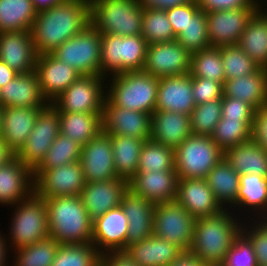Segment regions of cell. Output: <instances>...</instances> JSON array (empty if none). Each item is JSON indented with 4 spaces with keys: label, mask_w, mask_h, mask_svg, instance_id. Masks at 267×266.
Returning <instances> with one entry per match:
<instances>
[{
    "label": "cell",
    "mask_w": 267,
    "mask_h": 266,
    "mask_svg": "<svg viewBox=\"0 0 267 266\" xmlns=\"http://www.w3.org/2000/svg\"><path fill=\"white\" fill-rule=\"evenodd\" d=\"M2 107L0 106V138H1Z\"/></svg>",
    "instance_id": "obj_64"
},
{
    "label": "cell",
    "mask_w": 267,
    "mask_h": 266,
    "mask_svg": "<svg viewBox=\"0 0 267 266\" xmlns=\"http://www.w3.org/2000/svg\"><path fill=\"white\" fill-rule=\"evenodd\" d=\"M112 143V154L117 178L129 181L139 167V156L146 140L122 135L108 134Z\"/></svg>",
    "instance_id": "obj_37"
},
{
    "label": "cell",
    "mask_w": 267,
    "mask_h": 266,
    "mask_svg": "<svg viewBox=\"0 0 267 266\" xmlns=\"http://www.w3.org/2000/svg\"><path fill=\"white\" fill-rule=\"evenodd\" d=\"M175 169V151L166 145L146 140L139 156L137 172L171 171Z\"/></svg>",
    "instance_id": "obj_43"
},
{
    "label": "cell",
    "mask_w": 267,
    "mask_h": 266,
    "mask_svg": "<svg viewBox=\"0 0 267 266\" xmlns=\"http://www.w3.org/2000/svg\"><path fill=\"white\" fill-rule=\"evenodd\" d=\"M50 237L59 244H82L92 241L93 220L80 196L44 199Z\"/></svg>",
    "instance_id": "obj_3"
},
{
    "label": "cell",
    "mask_w": 267,
    "mask_h": 266,
    "mask_svg": "<svg viewBox=\"0 0 267 266\" xmlns=\"http://www.w3.org/2000/svg\"><path fill=\"white\" fill-rule=\"evenodd\" d=\"M175 200L195 218L215 215L224 210L205 179H178Z\"/></svg>",
    "instance_id": "obj_25"
},
{
    "label": "cell",
    "mask_w": 267,
    "mask_h": 266,
    "mask_svg": "<svg viewBox=\"0 0 267 266\" xmlns=\"http://www.w3.org/2000/svg\"><path fill=\"white\" fill-rule=\"evenodd\" d=\"M66 0H32L33 6L37 12L49 9L54 5L64 2Z\"/></svg>",
    "instance_id": "obj_62"
},
{
    "label": "cell",
    "mask_w": 267,
    "mask_h": 266,
    "mask_svg": "<svg viewBox=\"0 0 267 266\" xmlns=\"http://www.w3.org/2000/svg\"><path fill=\"white\" fill-rule=\"evenodd\" d=\"M59 245L53 238L48 237L30 246L12 250L10 266H51Z\"/></svg>",
    "instance_id": "obj_39"
},
{
    "label": "cell",
    "mask_w": 267,
    "mask_h": 266,
    "mask_svg": "<svg viewBox=\"0 0 267 266\" xmlns=\"http://www.w3.org/2000/svg\"><path fill=\"white\" fill-rule=\"evenodd\" d=\"M222 117V99L196 105L190 114L194 135L211 136Z\"/></svg>",
    "instance_id": "obj_48"
},
{
    "label": "cell",
    "mask_w": 267,
    "mask_h": 266,
    "mask_svg": "<svg viewBox=\"0 0 267 266\" xmlns=\"http://www.w3.org/2000/svg\"><path fill=\"white\" fill-rule=\"evenodd\" d=\"M251 129L252 140L267 152V105L255 110Z\"/></svg>",
    "instance_id": "obj_55"
},
{
    "label": "cell",
    "mask_w": 267,
    "mask_h": 266,
    "mask_svg": "<svg viewBox=\"0 0 267 266\" xmlns=\"http://www.w3.org/2000/svg\"><path fill=\"white\" fill-rule=\"evenodd\" d=\"M192 95L196 105L222 99L223 84L207 78L192 77Z\"/></svg>",
    "instance_id": "obj_51"
},
{
    "label": "cell",
    "mask_w": 267,
    "mask_h": 266,
    "mask_svg": "<svg viewBox=\"0 0 267 266\" xmlns=\"http://www.w3.org/2000/svg\"><path fill=\"white\" fill-rule=\"evenodd\" d=\"M192 0H140L141 6L144 8H156L167 10L174 6L186 4Z\"/></svg>",
    "instance_id": "obj_57"
},
{
    "label": "cell",
    "mask_w": 267,
    "mask_h": 266,
    "mask_svg": "<svg viewBox=\"0 0 267 266\" xmlns=\"http://www.w3.org/2000/svg\"><path fill=\"white\" fill-rule=\"evenodd\" d=\"M237 45L256 64L267 68V10L259 8L253 14Z\"/></svg>",
    "instance_id": "obj_33"
},
{
    "label": "cell",
    "mask_w": 267,
    "mask_h": 266,
    "mask_svg": "<svg viewBox=\"0 0 267 266\" xmlns=\"http://www.w3.org/2000/svg\"><path fill=\"white\" fill-rule=\"evenodd\" d=\"M192 77L207 78L224 84L225 73L219 47H209L191 54Z\"/></svg>",
    "instance_id": "obj_41"
},
{
    "label": "cell",
    "mask_w": 267,
    "mask_h": 266,
    "mask_svg": "<svg viewBox=\"0 0 267 266\" xmlns=\"http://www.w3.org/2000/svg\"><path fill=\"white\" fill-rule=\"evenodd\" d=\"M11 217L4 232L9 252L30 246L50 237L47 208L43 197L33 192L28 198L11 205Z\"/></svg>",
    "instance_id": "obj_4"
},
{
    "label": "cell",
    "mask_w": 267,
    "mask_h": 266,
    "mask_svg": "<svg viewBox=\"0 0 267 266\" xmlns=\"http://www.w3.org/2000/svg\"><path fill=\"white\" fill-rule=\"evenodd\" d=\"M195 106L189 73L159 78L155 110L190 115Z\"/></svg>",
    "instance_id": "obj_26"
},
{
    "label": "cell",
    "mask_w": 267,
    "mask_h": 266,
    "mask_svg": "<svg viewBox=\"0 0 267 266\" xmlns=\"http://www.w3.org/2000/svg\"><path fill=\"white\" fill-rule=\"evenodd\" d=\"M159 78L143 71L117 73L106 78V97L124 109L153 114Z\"/></svg>",
    "instance_id": "obj_5"
},
{
    "label": "cell",
    "mask_w": 267,
    "mask_h": 266,
    "mask_svg": "<svg viewBox=\"0 0 267 266\" xmlns=\"http://www.w3.org/2000/svg\"><path fill=\"white\" fill-rule=\"evenodd\" d=\"M224 158L238 174L267 177V152L253 140L224 152Z\"/></svg>",
    "instance_id": "obj_35"
},
{
    "label": "cell",
    "mask_w": 267,
    "mask_h": 266,
    "mask_svg": "<svg viewBox=\"0 0 267 266\" xmlns=\"http://www.w3.org/2000/svg\"><path fill=\"white\" fill-rule=\"evenodd\" d=\"M251 128L252 124H245L242 120L220 119L211 138L225 152L252 140Z\"/></svg>",
    "instance_id": "obj_45"
},
{
    "label": "cell",
    "mask_w": 267,
    "mask_h": 266,
    "mask_svg": "<svg viewBox=\"0 0 267 266\" xmlns=\"http://www.w3.org/2000/svg\"><path fill=\"white\" fill-rule=\"evenodd\" d=\"M155 203L133 193L129 188L123 194L120 206L128 220L126 248L153 235Z\"/></svg>",
    "instance_id": "obj_27"
},
{
    "label": "cell",
    "mask_w": 267,
    "mask_h": 266,
    "mask_svg": "<svg viewBox=\"0 0 267 266\" xmlns=\"http://www.w3.org/2000/svg\"><path fill=\"white\" fill-rule=\"evenodd\" d=\"M37 58L31 30L0 33V60L16 73L35 71Z\"/></svg>",
    "instance_id": "obj_19"
},
{
    "label": "cell",
    "mask_w": 267,
    "mask_h": 266,
    "mask_svg": "<svg viewBox=\"0 0 267 266\" xmlns=\"http://www.w3.org/2000/svg\"><path fill=\"white\" fill-rule=\"evenodd\" d=\"M147 45L141 35L101 34V76L142 71Z\"/></svg>",
    "instance_id": "obj_7"
},
{
    "label": "cell",
    "mask_w": 267,
    "mask_h": 266,
    "mask_svg": "<svg viewBox=\"0 0 267 266\" xmlns=\"http://www.w3.org/2000/svg\"><path fill=\"white\" fill-rule=\"evenodd\" d=\"M199 8L205 13L216 10L236 9L242 7H260L259 0H197Z\"/></svg>",
    "instance_id": "obj_54"
},
{
    "label": "cell",
    "mask_w": 267,
    "mask_h": 266,
    "mask_svg": "<svg viewBox=\"0 0 267 266\" xmlns=\"http://www.w3.org/2000/svg\"><path fill=\"white\" fill-rule=\"evenodd\" d=\"M255 109L248 103L237 98L222 97L221 119L242 120L245 124H252Z\"/></svg>",
    "instance_id": "obj_52"
},
{
    "label": "cell",
    "mask_w": 267,
    "mask_h": 266,
    "mask_svg": "<svg viewBox=\"0 0 267 266\" xmlns=\"http://www.w3.org/2000/svg\"><path fill=\"white\" fill-rule=\"evenodd\" d=\"M79 162L86 182L117 178L111 139L103 131L82 146Z\"/></svg>",
    "instance_id": "obj_17"
},
{
    "label": "cell",
    "mask_w": 267,
    "mask_h": 266,
    "mask_svg": "<svg viewBox=\"0 0 267 266\" xmlns=\"http://www.w3.org/2000/svg\"><path fill=\"white\" fill-rule=\"evenodd\" d=\"M260 9L267 10V0H259Z\"/></svg>",
    "instance_id": "obj_63"
},
{
    "label": "cell",
    "mask_w": 267,
    "mask_h": 266,
    "mask_svg": "<svg viewBox=\"0 0 267 266\" xmlns=\"http://www.w3.org/2000/svg\"><path fill=\"white\" fill-rule=\"evenodd\" d=\"M85 183L82 166L78 161L43 170L34 179V192L44 199L79 196Z\"/></svg>",
    "instance_id": "obj_13"
},
{
    "label": "cell",
    "mask_w": 267,
    "mask_h": 266,
    "mask_svg": "<svg viewBox=\"0 0 267 266\" xmlns=\"http://www.w3.org/2000/svg\"><path fill=\"white\" fill-rule=\"evenodd\" d=\"M141 36L146 40L147 44L176 40L166 10L143 7Z\"/></svg>",
    "instance_id": "obj_44"
},
{
    "label": "cell",
    "mask_w": 267,
    "mask_h": 266,
    "mask_svg": "<svg viewBox=\"0 0 267 266\" xmlns=\"http://www.w3.org/2000/svg\"><path fill=\"white\" fill-rule=\"evenodd\" d=\"M81 148L82 146L79 143L59 133L44 159L33 170V178L35 179L45 169H52L60 165L78 162Z\"/></svg>",
    "instance_id": "obj_40"
},
{
    "label": "cell",
    "mask_w": 267,
    "mask_h": 266,
    "mask_svg": "<svg viewBox=\"0 0 267 266\" xmlns=\"http://www.w3.org/2000/svg\"><path fill=\"white\" fill-rule=\"evenodd\" d=\"M91 24L100 34H142L143 6L140 0H90Z\"/></svg>",
    "instance_id": "obj_6"
},
{
    "label": "cell",
    "mask_w": 267,
    "mask_h": 266,
    "mask_svg": "<svg viewBox=\"0 0 267 266\" xmlns=\"http://www.w3.org/2000/svg\"><path fill=\"white\" fill-rule=\"evenodd\" d=\"M59 128L83 146L102 131V113L59 112Z\"/></svg>",
    "instance_id": "obj_36"
},
{
    "label": "cell",
    "mask_w": 267,
    "mask_h": 266,
    "mask_svg": "<svg viewBox=\"0 0 267 266\" xmlns=\"http://www.w3.org/2000/svg\"><path fill=\"white\" fill-rule=\"evenodd\" d=\"M15 157V153L7 146V144L0 138V166L7 164Z\"/></svg>",
    "instance_id": "obj_61"
},
{
    "label": "cell",
    "mask_w": 267,
    "mask_h": 266,
    "mask_svg": "<svg viewBox=\"0 0 267 266\" xmlns=\"http://www.w3.org/2000/svg\"><path fill=\"white\" fill-rule=\"evenodd\" d=\"M232 211L242 220L265 219L267 217V177L241 174L237 204Z\"/></svg>",
    "instance_id": "obj_24"
},
{
    "label": "cell",
    "mask_w": 267,
    "mask_h": 266,
    "mask_svg": "<svg viewBox=\"0 0 267 266\" xmlns=\"http://www.w3.org/2000/svg\"><path fill=\"white\" fill-rule=\"evenodd\" d=\"M99 266H139L126 251H112L100 255Z\"/></svg>",
    "instance_id": "obj_56"
},
{
    "label": "cell",
    "mask_w": 267,
    "mask_h": 266,
    "mask_svg": "<svg viewBox=\"0 0 267 266\" xmlns=\"http://www.w3.org/2000/svg\"><path fill=\"white\" fill-rule=\"evenodd\" d=\"M18 73L9 68L0 60V88L4 87L9 81L14 79Z\"/></svg>",
    "instance_id": "obj_59"
},
{
    "label": "cell",
    "mask_w": 267,
    "mask_h": 266,
    "mask_svg": "<svg viewBox=\"0 0 267 266\" xmlns=\"http://www.w3.org/2000/svg\"><path fill=\"white\" fill-rule=\"evenodd\" d=\"M174 151L178 179H205L211 169L224 158V151L211 136L192 134Z\"/></svg>",
    "instance_id": "obj_8"
},
{
    "label": "cell",
    "mask_w": 267,
    "mask_h": 266,
    "mask_svg": "<svg viewBox=\"0 0 267 266\" xmlns=\"http://www.w3.org/2000/svg\"><path fill=\"white\" fill-rule=\"evenodd\" d=\"M192 135L190 115L155 110L151 116L150 139L174 150Z\"/></svg>",
    "instance_id": "obj_30"
},
{
    "label": "cell",
    "mask_w": 267,
    "mask_h": 266,
    "mask_svg": "<svg viewBox=\"0 0 267 266\" xmlns=\"http://www.w3.org/2000/svg\"><path fill=\"white\" fill-rule=\"evenodd\" d=\"M191 54L177 41L148 44L143 72L154 77L190 73Z\"/></svg>",
    "instance_id": "obj_14"
},
{
    "label": "cell",
    "mask_w": 267,
    "mask_h": 266,
    "mask_svg": "<svg viewBox=\"0 0 267 266\" xmlns=\"http://www.w3.org/2000/svg\"><path fill=\"white\" fill-rule=\"evenodd\" d=\"M128 224L121 206L110 209L93 220L91 243L100 254L125 251Z\"/></svg>",
    "instance_id": "obj_18"
},
{
    "label": "cell",
    "mask_w": 267,
    "mask_h": 266,
    "mask_svg": "<svg viewBox=\"0 0 267 266\" xmlns=\"http://www.w3.org/2000/svg\"><path fill=\"white\" fill-rule=\"evenodd\" d=\"M1 230V229H0ZM0 231V266H10V252L5 241V235Z\"/></svg>",
    "instance_id": "obj_60"
},
{
    "label": "cell",
    "mask_w": 267,
    "mask_h": 266,
    "mask_svg": "<svg viewBox=\"0 0 267 266\" xmlns=\"http://www.w3.org/2000/svg\"><path fill=\"white\" fill-rule=\"evenodd\" d=\"M48 100L42 95L36 71L17 74L0 88V106L5 107H45Z\"/></svg>",
    "instance_id": "obj_29"
},
{
    "label": "cell",
    "mask_w": 267,
    "mask_h": 266,
    "mask_svg": "<svg viewBox=\"0 0 267 266\" xmlns=\"http://www.w3.org/2000/svg\"><path fill=\"white\" fill-rule=\"evenodd\" d=\"M178 175L171 171L137 172L129 181L128 188L155 204L174 201L177 196Z\"/></svg>",
    "instance_id": "obj_22"
},
{
    "label": "cell",
    "mask_w": 267,
    "mask_h": 266,
    "mask_svg": "<svg viewBox=\"0 0 267 266\" xmlns=\"http://www.w3.org/2000/svg\"><path fill=\"white\" fill-rule=\"evenodd\" d=\"M220 266H258L252 242L242 231Z\"/></svg>",
    "instance_id": "obj_50"
},
{
    "label": "cell",
    "mask_w": 267,
    "mask_h": 266,
    "mask_svg": "<svg viewBox=\"0 0 267 266\" xmlns=\"http://www.w3.org/2000/svg\"><path fill=\"white\" fill-rule=\"evenodd\" d=\"M196 218L176 200L155 205L153 235L176 244L188 252L193 243Z\"/></svg>",
    "instance_id": "obj_11"
},
{
    "label": "cell",
    "mask_w": 267,
    "mask_h": 266,
    "mask_svg": "<svg viewBox=\"0 0 267 266\" xmlns=\"http://www.w3.org/2000/svg\"><path fill=\"white\" fill-rule=\"evenodd\" d=\"M106 77L81 75L50 103L58 112L103 113Z\"/></svg>",
    "instance_id": "obj_10"
},
{
    "label": "cell",
    "mask_w": 267,
    "mask_h": 266,
    "mask_svg": "<svg viewBox=\"0 0 267 266\" xmlns=\"http://www.w3.org/2000/svg\"><path fill=\"white\" fill-rule=\"evenodd\" d=\"M100 255L91 242L60 244L51 266H99Z\"/></svg>",
    "instance_id": "obj_42"
},
{
    "label": "cell",
    "mask_w": 267,
    "mask_h": 266,
    "mask_svg": "<svg viewBox=\"0 0 267 266\" xmlns=\"http://www.w3.org/2000/svg\"><path fill=\"white\" fill-rule=\"evenodd\" d=\"M89 24L90 0H66L37 12L31 35L38 55L53 52Z\"/></svg>",
    "instance_id": "obj_1"
},
{
    "label": "cell",
    "mask_w": 267,
    "mask_h": 266,
    "mask_svg": "<svg viewBox=\"0 0 267 266\" xmlns=\"http://www.w3.org/2000/svg\"><path fill=\"white\" fill-rule=\"evenodd\" d=\"M42 95L51 102L65 91L81 74L51 53L38 55L36 67Z\"/></svg>",
    "instance_id": "obj_21"
},
{
    "label": "cell",
    "mask_w": 267,
    "mask_h": 266,
    "mask_svg": "<svg viewBox=\"0 0 267 266\" xmlns=\"http://www.w3.org/2000/svg\"><path fill=\"white\" fill-rule=\"evenodd\" d=\"M36 15L32 0H0V33L29 31Z\"/></svg>",
    "instance_id": "obj_38"
},
{
    "label": "cell",
    "mask_w": 267,
    "mask_h": 266,
    "mask_svg": "<svg viewBox=\"0 0 267 266\" xmlns=\"http://www.w3.org/2000/svg\"><path fill=\"white\" fill-rule=\"evenodd\" d=\"M34 192L33 170L16 156L0 166V207H10Z\"/></svg>",
    "instance_id": "obj_23"
},
{
    "label": "cell",
    "mask_w": 267,
    "mask_h": 266,
    "mask_svg": "<svg viewBox=\"0 0 267 266\" xmlns=\"http://www.w3.org/2000/svg\"><path fill=\"white\" fill-rule=\"evenodd\" d=\"M223 96L244 101L255 110L267 105V68L259 67L249 75L225 80Z\"/></svg>",
    "instance_id": "obj_32"
},
{
    "label": "cell",
    "mask_w": 267,
    "mask_h": 266,
    "mask_svg": "<svg viewBox=\"0 0 267 266\" xmlns=\"http://www.w3.org/2000/svg\"><path fill=\"white\" fill-rule=\"evenodd\" d=\"M225 80H232L254 73L260 66L256 64L237 44L220 46Z\"/></svg>",
    "instance_id": "obj_47"
},
{
    "label": "cell",
    "mask_w": 267,
    "mask_h": 266,
    "mask_svg": "<svg viewBox=\"0 0 267 266\" xmlns=\"http://www.w3.org/2000/svg\"><path fill=\"white\" fill-rule=\"evenodd\" d=\"M206 13L199 10L190 18L188 24L176 37V40L190 53L211 47L208 37Z\"/></svg>",
    "instance_id": "obj_46"
},
{
    "label": "cell",
    "mask_w": 267,
    "mask_h": 266,
    "mask_svg": "<svg viewBox=\"0 0 267 266\" xmlns=\"http://www.w3.org/2000/svg\"><path fill=\"white\" fill-rule=\"evenodd\" d=\"M151 116L152 114L145 112L115 106L106 97L102 113V131L105 134L150 140Z\"/></svg>",
    "instance_id": "obj_16"
},
{
    "label": "cell",
    "mask_w": 267,
    "mask_h": 266,
    "mask_svg": "<svg viewBox=\"0 0 267 266\" xmlns=\"http://www.w3.org/2000/svg\"><path fill=\"white\" fill-rule=\"evenodd\" d=\"M125 251L139 266H169L184 253L176 244L155 235L131 244Z\"/></svg>",
    "instance_id": "obj_31"
},
{
    "label": "cell",
    "mask_w": 267,
    "mask_h": 266,
    "mask_svg": "<svg viewBox=\"0 0 267 266\" xmlns=\"http://www.w3.org/2000/svg\"><path fill=\"white\" fill-rule=\"evenodd\" d=\"M238 174L223 158L206 175L205 181L224 209H233L237 204L239 190Z\"/></svg>",
    "instance_id": "obj_34"
},
{
    "label": "cell",
    "mask_w": 267,
    "mask_h": 266,
    "mask_svg": "<svg viewBox=\"0 0 267 266\" xmlns=\"http://www.w3.org/2000/svg\"><path fill=\"white\" fill-rule=\"evenodd\" d=\"M243 221L231 209L196 218L193 243L188 252L208 266H220L242 231Z\"/></svg>",
    "instance_id": "obj_2"
},
{
    "label": "cell",
    "mask_w": 267,
    "mask_h": 266,
    "mask_svg": "<svg viewBox=\"0 0 267 266\" xmlns=\"http://www.w3.org/2000/svg\"><path fill=\"white\" fill-rule=\"evenodd\" d=\"M59 133V112L49 102L44 108H40L32 132L15 156L34 170L44 159Z\"/></svg>",
    "instance_id": "obj_12"
},
{
    "label": "cell",
    "mask_w": 267,
    "mask_h": 266,
    "mask_svg": "<svg viewBox=\"0 0 267 266\" xmlns=\"http://www.w3.org/2000/svg\"><path fill=\"white\" fill-rule=\"evenodd\" d=\"M40 108L44 107L2 108L1 138L15 154L32 132Z\"/></svg>",
    "instance_id": "obj_28"
},
{
    "label": "cell",
    "mask_w": 267,
    "mask_h": 266,
    "mask_svg": "<svg viewBox=\"0 0 267 266\" xmlns=\"http://www.w3.org/2000/svg\"><path fill=\"white\" fill-rule=\"evenodd\" d=\"M200 10L197 0H192L186 4L174 6L166 10L168 20L170 21L174 35L177 37L179 33L186 27L191 17Z\"/></svg>",
    "instance_id": "obj_53"
},
{
    "label": "cell",
    "mask_w": 267,
    "mask_h": 266,
    "mask_svg": "<svg viewBox=\"0 0 267 266\" xmlns=\"http://www.w3.org/2000/svg\"><path fill=\"white\" fill-rule=\"evenodd\" d=\"M242 232L252 242L258 266H267V220L246 219Z\"/></svg>",
    "instance_id": "obj_49"
},
{
    "label": "cell",
    "mask_w": 267,
    "mask_h": 266,
    "mask_svg": "<svg viewBox=\"0 0 267 266\" xmlns=\"http://www.w3.org/2000/svg\"><path fill=\"white\" fill-rule=\"evenodd\" d=\"M169 266H208L203 261L199 260L195 255L189 252H184Z\"/></svg>",
    "instance_id": "obj_58"
},
{
    "label": "cell",
    "mask_w": 267,
    "mask_h": 266,
    "mask_svg": "<svg viewBox=\"0 0 267 266\" xmlns=\"http://www.w3.org/2000/svg\"><path fill=\"white\" fill-rule=\"evenodd\" d=\"M51 54L81 75L101 76V34L92 24Z\"/></svg>",
    "instance_id": "obj_9"
},
{
    "label": "cell",
    "mask_w": 267,
    "mask_h": 266,
    "mask_svg": "<svg viewBox=\"0 0 267 266\" xmlns=\"http://www.w3.org/2000/svg\"><path fill=\"white\" fill-rule=\"evenodd\" d=\"M128 190V181L115 178L107 181L86 182L79 195L89 217L104 215L110 209L120 206L123 194Z\"/></svg>",
    "instance_id": "obj_20"
},
{
    "label": "cell",
    "mask_w": 267,
    "mask_h": 266,
    "mask_svg": "<svg viewBox=\"0 0 267 266\" xmlns=\"http://www.w3.org/2000/svg\"><path fill=\"white\" fill-rule=\"evenodd\" d=\"M260 7H242L206 13L211 47L236 45L249 19Z\"/></svg>",
    "instance_id": "obj_15"
}]
</instances>
